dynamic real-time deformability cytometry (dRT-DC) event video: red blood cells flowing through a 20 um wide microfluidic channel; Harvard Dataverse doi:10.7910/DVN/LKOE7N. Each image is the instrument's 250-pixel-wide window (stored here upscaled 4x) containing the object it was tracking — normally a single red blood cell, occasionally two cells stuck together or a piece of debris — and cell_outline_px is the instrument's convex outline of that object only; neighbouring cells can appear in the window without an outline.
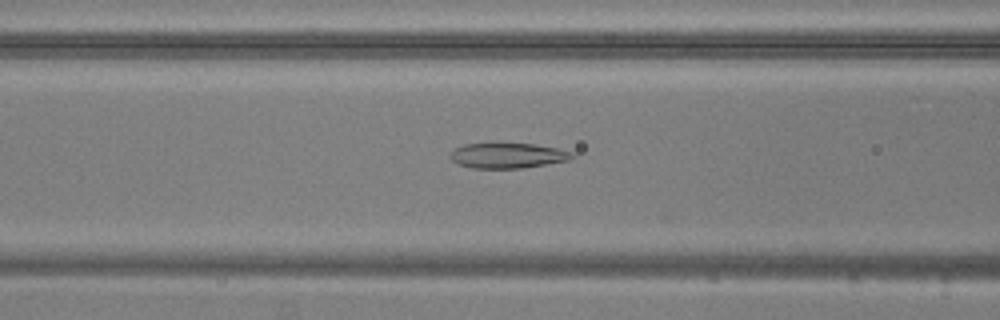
{"species": "common noctule bat (a hibernating species)", "species_latin": "Nyctalus noctula", "temperature_condition": "warm", "stored_images_in_passage": 42, "camera_frame_rate_fps": 3000, "um_per_image_px": 0.085, "animal": {"sex": "male", "body_mass_g": 20.5, "forearm_length_mm": 52.5}, "frame": {"image": 1, "passage_image": 10, "time_ms": 3.0, "image_size_px": [1000, 320], "cell_outline_px": [[576, 156], [568, 160], [524, 168], [472, 168], [460, 164], [452, 160], [448, 156], [456, 148], [464, 144], [496, 140], [536, 144], [576, 152]], "centroid_in_image_um": [43.16, 13.16], "position_along_channel_um": 123.4, "area_um2": 18.84}}
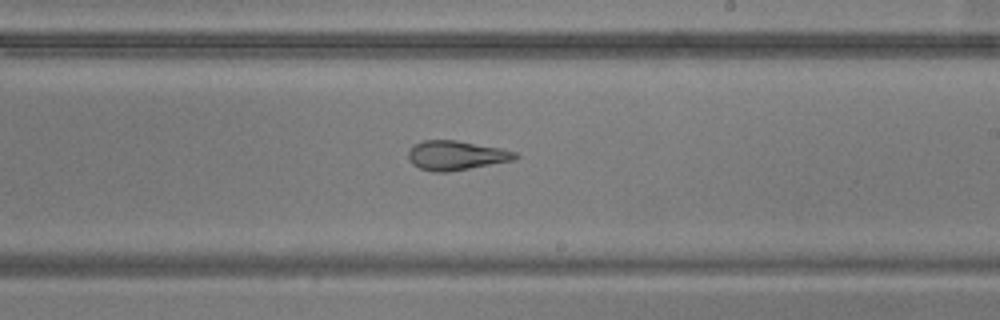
{"frame": {"image": 2, "passage_image": 20, "time_ms": 6.333, "image_size_px": [1000, 320], "cell_outline_px": [[520, 156], [516, 160], [448, 172], [432, 172], [420, 168], [412, 164], [408, 160], [408, 152], [416, 144], [424, 140], [456, 140], [500, 148], [516, 152]], "centroid_in_image_um": [38.79, 13.22], "position_along_channel_um": 250.2, "area_um2": 18.32}}
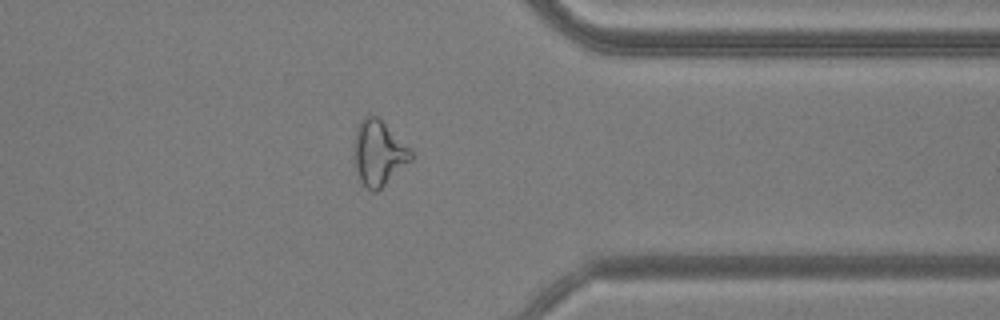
{"frame": {"image": 3, "passage_image": 31, "time_ms": 10.0, "image_size_px": [1000, 320], "cell_outline_px": [[412, 160], [376, 192], [372, 192], [360, 180], [352, 156], [352, 152], [356, 128], [360, 120], [368, 112], [376, 116], [412, 152]], "centroid_in_image_um": [32.12, 12.99], "position_along_channel_um": 379.3, "area_um2": 21.39}, "authors_computed_cell_mechanics": {"area_um2": 20.0277, "velocity_mm_per_s": 3.8021, "shape_relaxation_time_tau1_ms": null, "shape_relaxation_time_tau2_ms": 2.6111, "deformation_change_tau1": null, "deformation_change_tau2": 0.1181}}